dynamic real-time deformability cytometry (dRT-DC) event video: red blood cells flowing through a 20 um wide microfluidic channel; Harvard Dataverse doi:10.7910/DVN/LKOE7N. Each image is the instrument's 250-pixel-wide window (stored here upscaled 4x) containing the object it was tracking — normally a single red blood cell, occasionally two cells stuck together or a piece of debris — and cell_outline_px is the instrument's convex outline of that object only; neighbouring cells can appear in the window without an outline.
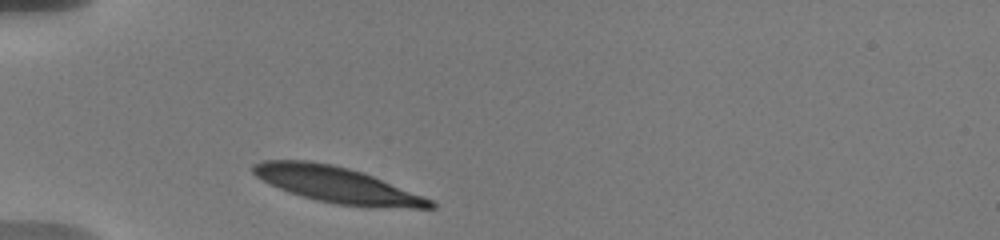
{"species": "human", "species_latin": "Homo sapiens", "temperature_condition": "warm", "stored_images_in_passage": 3, "camera_frame_rate_fps": 3000, "um_per_image_px": 0.085, "donor": {"sex": "male"}, "frame": {"image": 1, "passage_image": 1, "time_ms": 0.0, "image_size_px": [1000, 240], "cell_outline_px": [[436, 208], [372, 208], [336, 204], [316, 200], [300, 196], [288, 192], [268, 184], [256, 176], [252, 172], [252, 164], [264, 160], [304, 160], [332, 164], [364, 172], [424, 196], [432, 200], [436, 204]], "centroid_in_image_um": [28.66, 15.72], "position_along_channel_um": 56.3, "area_um2": 37.51}}
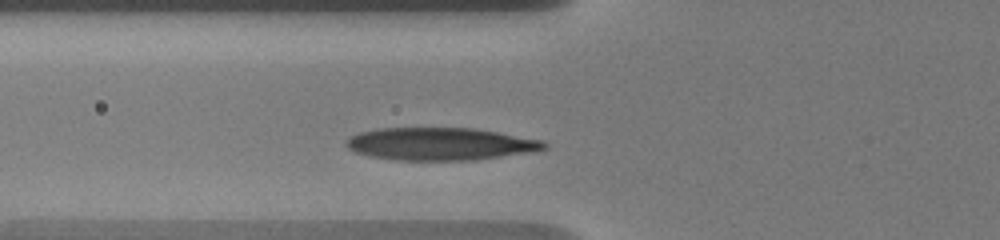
{"frame": {"image": 2, "passage_image": 3, "time_ms": 1.333, "image_size_px": [1000, 240], "cell_outline_px": [[548, 148], [528, 152], [476, 160], [392, 160], [372, 156], [356, 152], [348, 148], [344, 144], [348, 136], [360, 132], [380, 128], [472, 128], [544, 140], [548, 144]], "centroid_in_image_um": [37.4, 12.23], "position_along_channel_um": 88.4, "area_um2": 37.57}}